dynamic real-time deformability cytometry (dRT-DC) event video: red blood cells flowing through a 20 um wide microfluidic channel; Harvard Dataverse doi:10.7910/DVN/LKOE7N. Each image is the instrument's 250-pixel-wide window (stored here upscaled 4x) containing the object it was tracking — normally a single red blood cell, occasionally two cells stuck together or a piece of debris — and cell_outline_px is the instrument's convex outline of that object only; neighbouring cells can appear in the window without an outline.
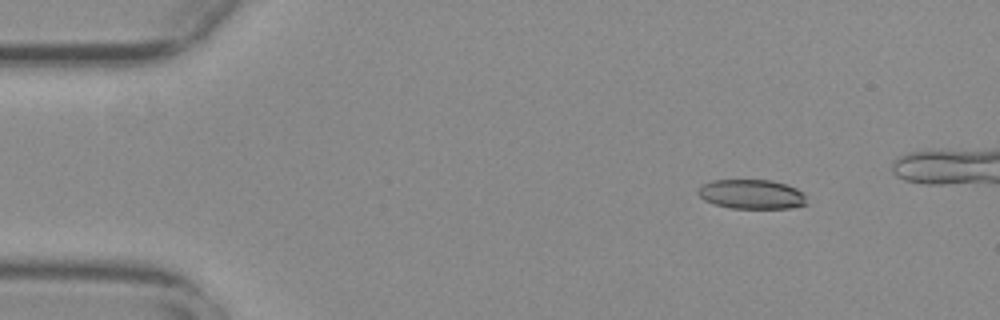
{"species": "common noctule bat (a hibernating species)", "species_latin": "Nyctalus noctula", "temperature_condition": "warm", "stored_images_in_passage": 45, "camera_frame_rate_fps": 3000, "um_per_image_px": 0.085, "animal": {"sex": "female", "body_mass_g": 29.2, "forearm_length_mm": 56.3}, "frame": {"image": 1, "passage_image": 1, "time_ms": 0.0, "image_size_px": [1000, 320], "cell_outline_px": [[808, 204], [792, 208], [732, 208], [712, 204], [704, 200], [696, 192], [700, 184], [712, 180], [772, 180], [796, 188], [804, 192]], "centroid_in_image_um": [63.87, 16.51], "position_along_channel_um": 21.1, "area_um2": 18.9}}
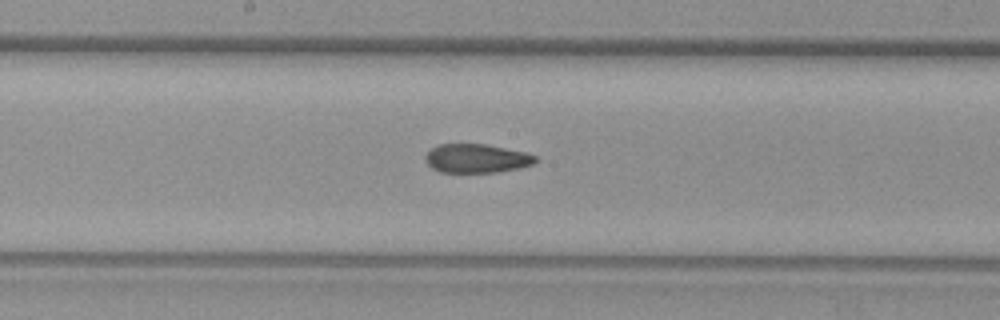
{"frame": {"image": 2, "passage_image": 23, "time_ms": 7.333, "image_size_px": [1000, 320], "cell_outline_px": [[536, 160], [532, 164], [520, 168], [496, 172], [440, 172], [432, 168], [424, 160], [424, 156], [436, 144], [484, 144], [524, 152], [536, 156]], "centroid_in_image_um": [40.46, 13.46], "position_along_channel_um": 207.7, "area_um2": 18.38}}
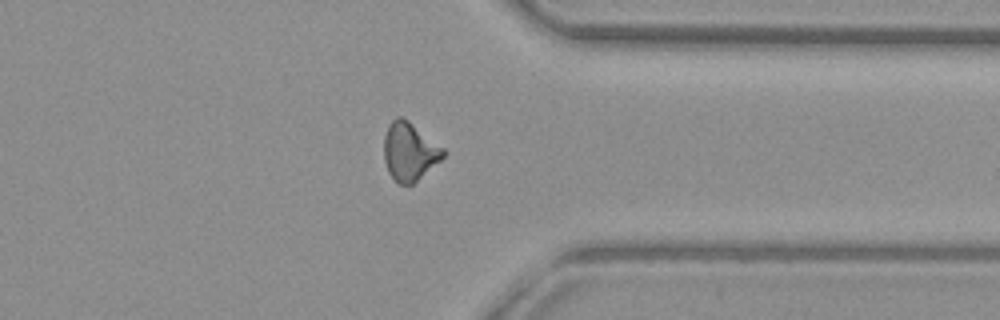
{"frame": {"image": 3, "passage_image": 37, "time_ms": 12.0, "image_size_px": [1000, 320], "cell_outline_px": [[448, 152], [440, 160], [412, 184], [400, 184], [388, 172], [384, 160], [384, 136], [388, 124], [396, 116], [400, 116], [408, 120], [444, 148]], "centroid_in_image_um": [34.8, 12.85], "position_along_channel_um": 376.6, "area_um2": 19.94}, "authors_computed_cell_mechanics": {"area_um2": 19.652, "velocity_mm_per_s": 3.7486, "shape_relaxation_time_tau1_ms": null, "shape_relaxation_time_tau2_ms": 2.798, "deformation_change_tau1": null, "deformation_change_tau2": 0.0977}}